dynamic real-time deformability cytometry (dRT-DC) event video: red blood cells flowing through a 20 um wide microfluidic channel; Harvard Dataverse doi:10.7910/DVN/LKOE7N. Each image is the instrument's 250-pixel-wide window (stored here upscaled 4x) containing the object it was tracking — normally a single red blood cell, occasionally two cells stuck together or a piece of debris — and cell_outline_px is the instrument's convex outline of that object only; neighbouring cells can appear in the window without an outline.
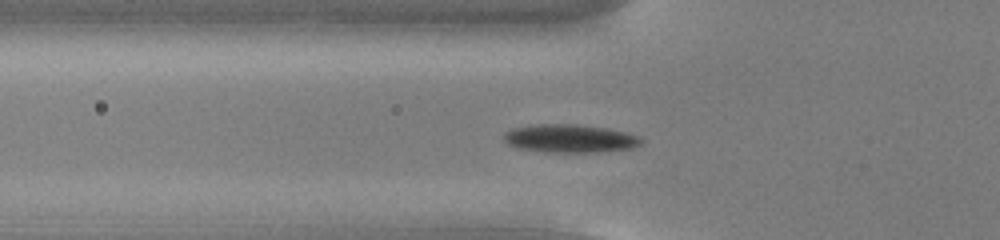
{"species": "common noctule bat (a hibernating species)", "species_latin": "Nyctalus noctula", "temperature_condition": "cold", "stored_images_in_passage": 52, "camera_frame_rate_fps": 3000, "um_per_image_px": 0.085, "animal": {"sex": "male", "body_mass_g": 13.0, "forearm_length_mm": 53.1}, "frame": {"image": 1, "passage_image": 17, "time_ms": 5.333, "image_size_px": [1000, 240], "cell_outline_px": [[644, 140], [640, 144], [632, 148], [596, 152], [544, 152], [516, 148], [508, 144], [504, 140], [504, 132], [512, 128], [536, 124], [576, 124], [608, 128], [640, 136]], "centroid_in_image_um": [48.42, 11.77], "position_along_channel_um": 77.4, "area_um2": 22.72}}
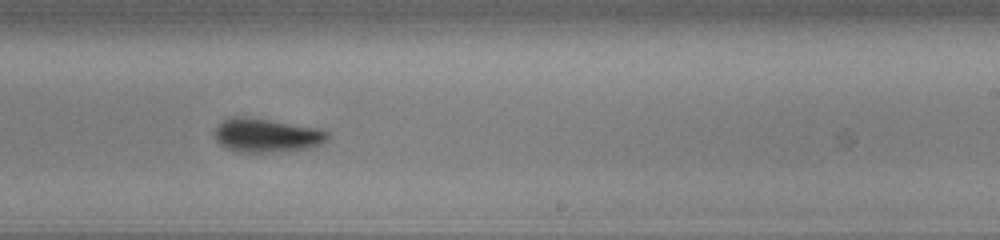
{"frame": {"image": 2, "passage_image": 32, "time_ms": 10.333, "image_size_px": [1000, 240], "cell_outline_px": [[328, 136], [324, 144], [312, 148], [272, 152], [236, 152], [224, 148], [216, 140], [212, 132], [224, 120], [232, 116], [244, 116], [320, 128], [328, 132]], "centroid_in_image_um": [22.65, 11.51], "position_along_channel_um": 266.3, "area_um2": 22.54}}
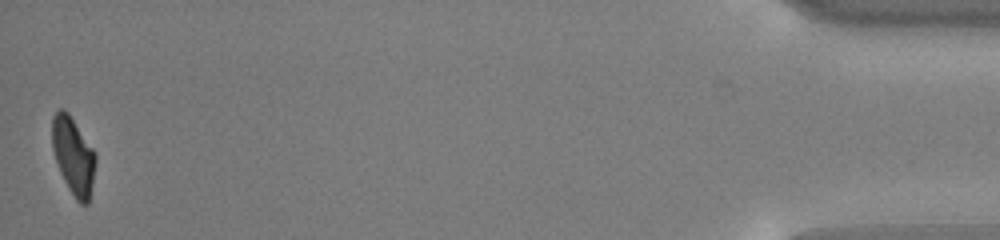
{"frame": {"image": 3, "passage_image": 52, "time_ms": 17.0, "image_size_px": [1000, 240], "cell_outline_px": [[96, 160], [92, 184], [88, 204], [80, 204], [76, 200], [64, 180], [60, 172], [52, 148], [52, 116], [60, 108], [64, 108], [68, 112], [96, 152]], "centroid_in_image_um": [6.23, 13.22], "position_along_channel_um": 429.0, "area_um2": 19.54}, "authors_computed_cell_mechanics": {"area_um2": 20.7791, "velocity_mm_per_s": 3.7764, "shape_relaxation_time_tau1_ms": 2.1792, "shape_relaxation_time_tau2_ms": 2.4648, "deformation_change_tau1": 0.1448, "deformation_change_tau2": 0.0801}}